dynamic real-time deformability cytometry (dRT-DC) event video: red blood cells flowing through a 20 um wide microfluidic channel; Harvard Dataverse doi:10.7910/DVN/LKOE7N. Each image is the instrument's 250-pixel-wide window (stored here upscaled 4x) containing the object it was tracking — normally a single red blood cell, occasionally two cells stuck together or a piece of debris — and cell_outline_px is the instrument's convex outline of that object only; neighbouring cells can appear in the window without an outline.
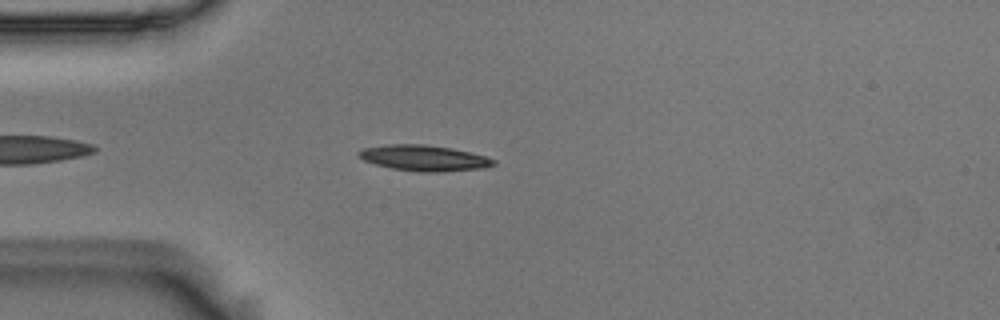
{"species": "Egyptian fruit bat (a non-hibernating species)", "species_latin": "Rousettus aegyptiacus", "temperature_condition": "room temperature", "stored_images_in_passage": 30, "camera_frame_rate_fps": 3000, "um_per_image_px": 0.085, "animal": {"sex": "male"}, "frame": {"image": 1, "passage_image": 5, "time_ms": 1.333, "image_size_px": [1000, 320], "cell_outline_px": [[496, 164], [484, 168], [440, 172], [420, 172], [392, 168], [376, 164], [364, 160], [356, 152], [364, 148], [388, 144], [424, 144], [452, 148], [488, 156], [496, 160]], "centroid_in_image_um": [36.09, 13.43], "position_along_channel_um": 48.9, "area_um2": 20.29}}
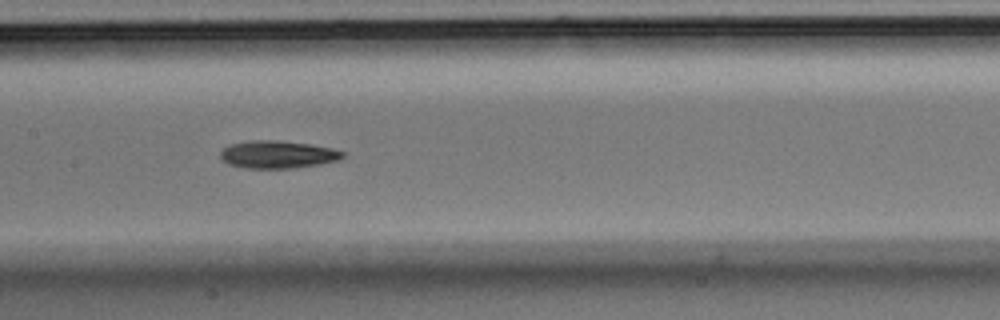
{"frame": {"image": 2, "passage_image": 17, "time_ms": 5.333, "image_size_px": [1000, 320], "cell_outline_px": [[344, 156], [336, 160], [320, 164], [292, 168], [244, 168], [228, 164], [220, 156], [220, 152], [228, 144], [252, 140], [276, 140], [312, 144], [332, 148], [344, 152]], "centroid_in_image_um": [23.58, 13.12], "position_along_channel_um": 183.8, "area_um2": 19.65}}
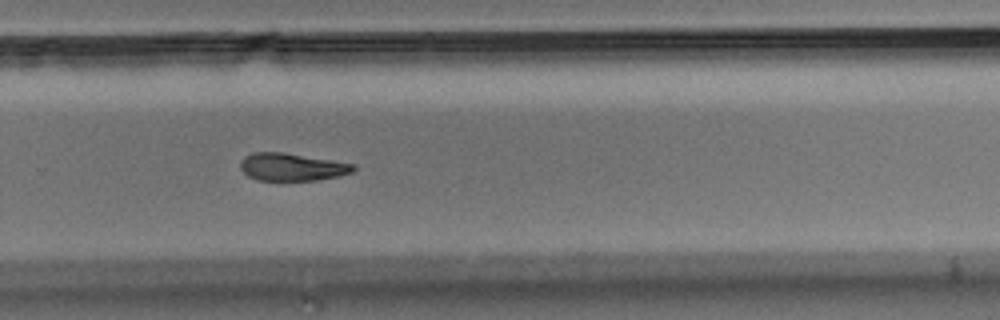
{"frame": {"image": 3, "passage_image": 27, "time_ms": 8.667, "image_size_px": [1000, 320], "cell_outline_px": [[356, 168], [352, 172], [340, 176], [316, 180], [256, 180], [248, 176], [240, 168], [240, 160], [244, 156], [252, 152], [284, 152], [356, 164]], "centroid_in_image_um": [24.81, 14.18], "position_along_channel_um": 305.0, "area_um2": 18.32}}